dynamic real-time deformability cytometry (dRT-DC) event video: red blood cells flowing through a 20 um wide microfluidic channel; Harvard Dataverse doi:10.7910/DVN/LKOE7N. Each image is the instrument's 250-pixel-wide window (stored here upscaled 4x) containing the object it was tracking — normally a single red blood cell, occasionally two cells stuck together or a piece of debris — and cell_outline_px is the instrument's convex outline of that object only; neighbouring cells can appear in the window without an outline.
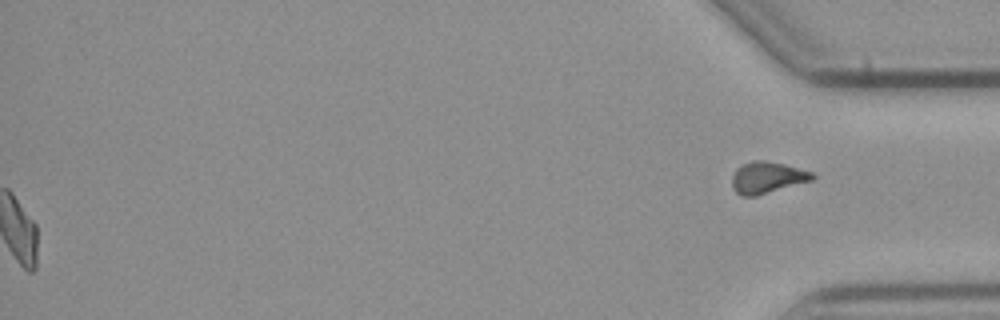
{"species": "common noctule bat (a hibernating species)", "species_latin": "Nyctalus noctula", "temperature_condition": "cold", "stored_images_in_passage": 49, "segment_of_instrument_passage": [2, 2], "camera_frame_rate_fps": 3000, "um_per_image_px": 0.085, "animal": {"sex": "male", "body_mass_g": 23.1, "forearm_length_mm": 52.7}, "frame": {"image": 1, "passage_image": 49, "time_ms": 16.0, "image_size_px": [1000, 320], "cell_outline_px": [[816, 176], [812, 180], [756, 196], [740, 196], [732, 188], [732, 176], [736, 168], [752, 160], [764, 160], [784, 164], [812, 172]], "centroid_in_image_um": [65.18, 15.09], "position_along_channel_um": 370.0, "area_um2": 14.74}}